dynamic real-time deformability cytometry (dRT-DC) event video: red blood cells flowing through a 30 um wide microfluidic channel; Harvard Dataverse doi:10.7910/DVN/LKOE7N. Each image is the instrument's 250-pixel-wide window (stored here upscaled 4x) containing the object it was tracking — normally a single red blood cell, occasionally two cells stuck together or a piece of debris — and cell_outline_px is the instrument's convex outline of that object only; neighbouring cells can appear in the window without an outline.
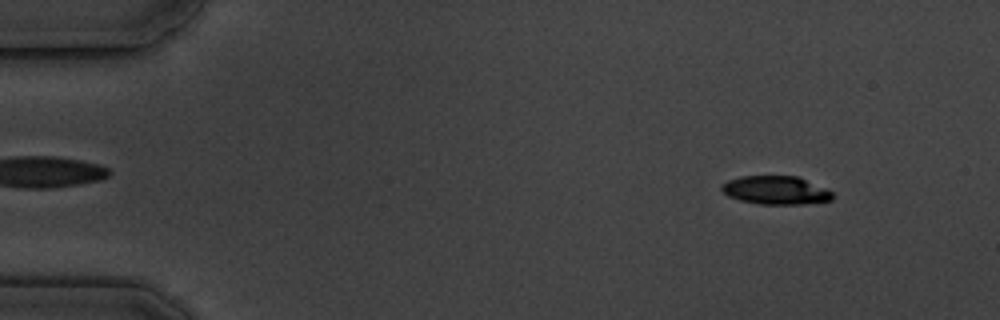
{"species": "common noctule bat (a hibernating species)", "species_latin": "Nyctalus noctula", "temperature_condition": "cold", "stored_images_in_passage": 5, "camera_frame_rate_fps": 3000, "um_per_image_px": 0.085, "animal": {"sex": "male", "body_mass_g": 19.5, "forearm_length_mm": 54.6}, "frame": {"image": 1, "passage_image": 2, "time_ms": 1.0, "image_size_px": [1000, 320], "cell_outline_px": [[832, 200], [804, 204], [760, 204], [740, 200], [728, 196], [720, 188], [720, 184], [728, 180], [740, 176], [796, 176], [824, 188], [832, 192]], "centroid_in_image_um": [65.89, 16.17], "position_along_channel_um": 19.1, "area_um2": 18.21}}
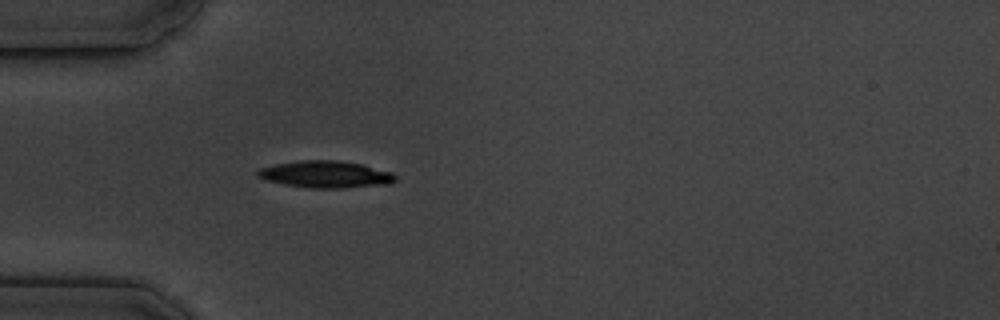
{"frame": {"image": 2, "passage_image": 5, "time_ms": 4.667, "image_size_px": [1000, 320], "cell_outline_px": [[396, 180], [392, 184], [340, 188], [312, 188], [284, 184], [264, 180], [256, 176], [256, 172], [260, 168], [276, 164], [300, 160], [336, 160], [364, 164], [392, 172], [396, 176]], "centroid_in_image_um": [27.7, 14.82], "position_along_channel_um": 57.3, "area_um2": 21.79}}